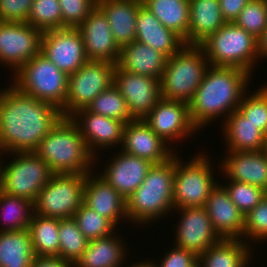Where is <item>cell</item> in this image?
Listing matches in <instances>:
<instances>
[{"instance_id": "obj_38", "label": "cell", "mask_w": 267, "mask_h": 267, "mask_svg": "<svg viewBox=\"0 0 267 267\" xmlns=\"http://www.w3.org/2000/svg\"><path fill=\"white\" fill-rule=\"evenodd\" d=\"M267 83V82H266ZM246 92L238 107V111L245 119L256 126L264 134L267 133V84L262 85L259 89L249 95Z\"/></svg>"}, {"instance_id": "obj_37", "label": "cell", "mask_w": 267, "mask_h": 267, "mask_svg": "<svg viewBox=\"0 0 267 267\" xmlns=\"http://www.w3.org/2000/svg\"><path fill=\"white\" fill-rule=\"evenodd\" d=\"M78 228L88 240L109 236L117 230L116 226L84 203L73 216ZM116 229V230H115Z\"/></svg>"}, {"instance_id": "obj_2", "label": "cell", "mask_w": 267, "mask_h": 267, "mask_svg": "<svg viewBox=\"0 0 267 267\" xmlns=\"http://www.w3.org/2000/svg\"><path fill=\"white\" fill-rule=\"evenodd\" d=\"M251 76L253 75L239 68L210 65L189 103L193 125L202 131L205 125L207 127L218 118L220 120L224 117L225 121L241 104L243 95L248 91Z\"/></svg>"}, {"instance_id": "obj_5", "label": "cell", "mask_w": 267, "mask_h": 267, "mask_svg": "<svg viewBox=\"0 0 267 267\" xmlns=\"http://www.w3.org/2000/svg\"><path fill=\"white\" fill-rule=\"evenodd\" d=\"M209 66L199 45H184L167 59L160 79L161 98L189 104Z\"/></svg>"}, {"instance_id": "obj_40", "label": "cell", "mask_w": 267, "mask_h": 267, "mask_svg": "<svg viewBox=\"0 0 267 267\" xmlns=\"http://www.w3.org/2000/svg\"><path fill=\"white\" fill-rule=\"evenodd\" d=\"M234 23L258 39L267 28V0H250Z\"/></svg>"}, {"instance_id": "obj_19", "label": "cell", "mask_w": 267, "mask_h": 267, "mask_svg": "<svg viewBox=\"0 0 267 267\" xmlns=\"http://www.w3.org/2000/svg\"><path fill=\"white\" fill-rule=\"evenodd\" d=\"M88 60L118 63L121 48L116 43L104 13L96 7L78 27Z\"/></svg>"}, {"instance_id": "obj_11", "label": "cell", "mask_w": 267, "mask_h": 267, "mask_svg": "<svg viewBox=\"0 0 267 267\" xmlns=\"http://www.w3.org/2000/svg\"><path fill=\"white\" fill-rule=\"evenodd\" d=\"M116 63L88 60L76 72L68 75V92L63 117H69L76 110L86 108L104 90L114 84Z\"/></svg>"}, {"instance_id": "obj_30", "label": "cell", "mask_w": 267, "mask_h": 267, "mask_svg": "<svg viewBox=\"0 0 267 267\" xmlns=\"http://www.w3.org/2000/svg\"><path fill=\"white\" fill-rule=\"evenodd\" d=\"M250 246L241 239H221L200 254L198 262L203 267H249L255 254Z\"/></svg>"}, {"instance_id": "obj_10", "label": "cell", "mask_w": 267, "mask_h": 267, "mask_svg": "<svg viewBox=\"0 0 267 267\" xmlns=\"http://www.w3.org/2000/svg\"><path fill=\"white\" fill-rule=\"evenodd\" d=\"M87 174H53L34 202L35 214L58 219L73 218L83 204Z\"/></svg>"}, {"instance_id": "obj_34", "label": "cell", "mask_w": 267, "mask_h": 267, "mask_svg": "<svg viewBox=\"0 0 267 267\" xmlns=\"http://www.w3.org/2000/svg\"><path fill=\"white\" fill-rule=\"evenodd\" d=\"M35 256H59V219L34 213L28 227Z\"/></svg>"}, {"instance_id": "obj_12", "label": "cell", "mask_w": 267, "mask_h": 267, "mask_svg": "<svg viewBox=\"0 0 267 267\" xmlns=\"http://www.w3.org/2000/svg\"><path fill=\"white\" fill-rule=\"evenodd\" d=\"M43 31L27 22L0 21V65L17 72L41 53Z\"/></svg>"}, {"instance_id": "obj_45", "label": "cell", "mask_w": 267, "mask_h": 267, "mask_svg": "<svg viewBox=\"0 0 267 267\" xmlns=\"http://www.w3.org/2000/svg\"><path fill=\"white\" fill-rule=\"evenodd\" d=\"M173 248V249H172ZM198 261V257L187 249H181L174 245L165 253L159 263L154 262L156 267H191Z\"/></svg>"}, {"instance_id": "obj_13", "label": "cell", "mask_w": 267, "mask_h": 267, "mask_svg": "<svg viewBox=\"0 0 267 267\" xmlns=\"http://www.w3.org/2000/svg\"><path fill=\"white\" fill-rule=\"evenodd\" d=\"M142 120L170 146L198 132L190 119L189 104L181 101L161 98Z\"/></svg>"}, {"instance_id": "obj_44", "label": "cell", "mask_w": 267, "mask_h": 267, "mask_svg": "<svg viewBox=\"0 0 267 267\" xmlns=\"http://www.w3.org/2000/svg\"><path fill=\"white\" fill-rule=\"evenodd\" d=\"M33 0H0V21L27 22Z\"/></svg>"}, {"instance_id": "obj_23", "label": "cell", "mask_w": 267, "mask_h": 267, "mask_svg": "<svg viewBox=\"0 0 267 267\" xmlns=\"http://www.w3.org/2000/svg\"><path fill=\"white\" fill-rule=\"evenodd\" d=\"M227 153L225 159L219 162L220 168L218 167L224 177L258 186L267 191V155L263 150L228 151Z\"/></svg>"}, {"instance_id": "obj_7", "label": "cell", "mask_w": 267, "mask_h": 267, "mask_svg": "<svg viewBox=\"0 0 267 267\" xmlns=\"http://www.w3.org/2000/svg\"><path fill=\"white\" fill-rule=\"evenodd\" d=\"M12 85L20 92L61 109L67 97L68 75L41 53L13 74Z\"/></svg>"}, {"instance_id": "obj_39", "label": "cell", "mask_w": 267, "mask_h": 267, "mask_svg": "<svg viewBox=\"0 0 267 267\" xmlns=\"http://www.w3.org/2000/svg\"><path fill=\"white\" fill-rule=\"evenodd\" d=\"M27 23L43 32L62 29V15L58 0H33Z\"/></svg>"}, {"instance_id": "obj_20", "label": "cell", "mask_w": 267, "mask_h": 267, "mask_svg": "<svg viewBox=\"0 0 267 267\" xmlns=\"http://www.w3.org/2000/svg\"><path fill=\"white\" fill-rule=\"evenodd\" d=\"M114 154L109 163H106L105 170L101 169L102 172L99 170V175L127 199L140 187L153 163L124 153L122 150Z\"/></svg>"}, {"instance_id": "obj_9", "label": "cell", "mask_w": 267, "mask_h": 267, "mask_svg": "<svg viewBox=\"0 0 267 267\" xmlns=\"http://www.w3.org/2000/svg\"><path fill=\"white\" fill-rule=\"evenodd\" d=\"M205 153H196L183 162L175 154V176L173 186V207H204L212 189L219 182L214 178L211 158ZM209 159V160H208ZM210 161V162H209Z\"/></svg>"}, {"instance_id": "obj_27", "label": "cell", "mask_w": 267, "mask_h": 267, "mask_svg": "<svg viewBox=\"0 0 267 267\" xmlns=\"http://www.w3.org/2000/svg\"><path fill=\"white\" fill-rule=\"evenodd\" d=\"M89 240L86 250L73 267H123L126 263L127 242L120 238V233ZM118 235V236H117ZM123 241V242H122ZM127 245V246H126Z\"/></svg>"}, {"instance_id": "obj_4", "label": "cell", "mask_w": 267, "mask_h": 267, "mask_svg": "<svg viewBox=\"0 0 267 267\" xmlns=\"http://www.w3.org/2000/svg\"><path fill=\"white\" fill-rule=\"evenodd\" d=\"M175 155L161 164H153L147 176L126 199V214L132 224L149 225L173 211Z\"/></svg>"}, {"instance_id": "obj_50", "label": "cell", "mask_w": 267, "mask_h": 267, "mask_svg": "<svg viewBox=\"0 0 267 267\" xmlns=\"http://www.w3.org/2000/svg\"><path fill=\"white\" fill-rule=\"evenodd\" d=\"M262 150L267 155V133L265 134V137H264V145H263Z\"/></svg>"}, {"instance_id": "obj_42", "label": "cell", "mask_w": 267, "mask_h": 267, "mask_svg": "<svg viewBox=\"0 0 267 267\" xmlns=\"http://www.w3.org/2000/svg\"><path fill=\"white\" fill-rule=\"evenodd\" d=\"M244 236L248 245L267 240V196L245 215Z\"/></svg>"}, {"instance_id": "obj_51", "label": "cell", "mask_w": 267, "mask_h": 267, "mask_svg": "<svg viewBox=\"0 0 267 267\" xmlns=\"http://www.w3.org/2000/svg\"><path fill=\"white\" fill-rule=\"evenodd\" d=\"M191 267H203V266L197 261Z\"/></svg>"}, {"instance_id": "obj_46", "label": "cell", "mask_w": 267, "mask_h": 267, "mask_svg": "<svg viewBox=\"0 0 267 267\" xmlns=\"http://www.w3.org/2000/svg\"><path fill=\"white\" fill-rule=\"evenodd\" d=\"M250 0H219L220 10L226 23L234 22Z\"/></svg>"}, {"instance_id": "obj_33", "label": "cell", "mask_w": 267, "mask_h": 267, "mask_svg": "<svg viewBox=\"0 0 267 267\" xmlns=\"http://www.w3.org/2000/svg\"><path fill=\"white\" fill-rule=\"evenodd\" d=\"M34 213L33 201L0 190V232L27 229Z\"/></svg>"}, {"instance_id": "obj_21", "label": "cell", "mask_w": 267, "mask_h": 267, "mask_svg": "<svg viewBox=\"0 0 267 267\" xmlns=\"http://www.w3.org/2000/svg\"><path fill=\"white\" fill-rule=\"evenodd\" d=\"M220 183L210 192L204 208L221 239L243 240L245 215L231 201L227 190Z\"/></svg>"}, {"instance_id": "obj_36", "label": "cell", "mask_w": 267, "mask_h": 267, "mask_svg": "<svg viewBox=\"0 0 267 267\" xmlns=\"http://www.w3.org/2000/svg\"><path fill=\"white\" fill-rule=\"evenodd\" d=\"M88 241L74 218L59 219V257L74 265L86 250Z\"/></svg>"}, {"instance_id": "obj_41", "label": "cell", "mask_w": 267, "mask_h": 267, "mask_svg": "<svg viewBox=\"0 0 267 267\" xmlns=\"http://www.w3.org/2000/svg\"><path fill=\"white\" fill-rule=\"evenodd\" d=\"M227 190L231 201L246 215L266 197V190L248 183L229 180L222 184Z\"/></svg>"}, {"instance_id": "obj_26", "label": "cell", "mask_w": 267, "mask_h": 267, "mask_svg": "<svg viewBox=\"0 0 267 267\" xmlns=\"http://www.w3.org/2000/svg\"><path fill=\"white\" fill-rule=\"evenodd\" d=\"M168 57L147 44L133 41L121 48L117 65L123 70L161 79Z\"/></svg>"}, {"instance_id": "obj_48", "label": "cell", "mask_w": 267, "mask_h": 267, "mask_svg": "<svg viewBox=\"0 0 267 267\" xmlns=\"http://www.w3.org/2000/svg\"><path fill=\"white\" fill-rule=\"evenodd\" d=\"M258 60H267V28L263 34L257 39Z\"/></svg>"}, {"instance_id": "obj_17", "label": "cell", "mask_w": 267, "mask_h": 267, "mask_svg": "<svg viewBox=\"0 0 267 267\" xmlns=\"http://www.w3.org/2000/svg\"><path fill=\"white\" fill-rule=\"evenodd\" d=\"M114 85L135 119H143L161 99L159 79L123 71L118 65L114 71Z\"/></svg>"}, {"instance_id": "obj_49", "label": "cell", "mask_w": 267, "mask_h": 267, "mask_svg": "<svg viewBox=\"0 0 267 267\" xmlns=\"http://www.w3.org/2000/svg\"><path fill=\"white\" fill-rule=\"evenodd\" d=\"M154 259H151L150 261L147 259V260H144V261H135V263L133 262V264H131L130 266L131 267H156V265L154 264ZM129 266V267H130Z\"/></svg>"}, {"instance_id": "obj_8", "label": "cell", "mask_w": 267, "mask_h": 267, "mask_svg": "<svg viewBox=\"0 0 267 267\" xmlns=\"http://www.w3.org/2000/svg\"><path fill=\"white\" fill-rule=\"evenodd\" d=\"M8 156L12 160L4 164L0 154V190L35 202L53 175L48 164L35 152H11Z\"/></svg>"}, {"instance_id": "obj_1", "label": "cell", "mask_w": 267, "mask_h": 267, "mask_svg": "<svg viewBox=\"0 0 267 267\" xmlns=\"http://www.w3.org/2000/svg\"><path fill=\"white\" fill-rule=\"evenodd\" d=\"M9 85L0 88V154L34 152L63 117L61 110Z\"/></svg>"}, {"instance_id": "obj_25", "label": "cell", "mask_w": 267, "mask_h": 267, "mask_svg": "<svg viewBox=\"0 0 267 267\" xmlns=\"http://www.w3.org/2000/svg\"><path fill=\"white\" fill-rule=\"evenodd\" d=\"M139 0H97V7L107 17L112 36L120 48L136 41Z\"/></svg>"}, {"instance_id": "obj_35", "label": "cell", "mask_w": 267, "mask_h": 267, "mask_svg": "<svg viewBox=\"0 0 267 267\" xmlns=\"http://www.w3.org/2000/svg\"><path fill=\"white\" fill-rule=\"evenodd\" d=\"M86 109L98 115L120 120L125 124L135 120L123 95L114 84L100 93Z\"/></svg>"}, {"instance_id": "obj_18", "label": "cell", "mask_w": 267, "mask_h": 267, "mask_svg": "<svg viewBox=\"0 0 267 267\" xmlns=\"http://www.w3.org/2000/svg\"><path fill=\"white\" fill-rule=\"evenodd\" d=\"M172 147L175 146L167 144L142 119H135L124 126L120 147L124 153L161 164L176 154Z\"/></svg>"}, {"instance_id": "obj_43", "label": "cell", "mask_w": 267, "mask_h": 267, "mask_svg": "<svg viewBox=\"0 0 267 267\" xmlns=\"http://www.w3.org/2000/svg\"><path fill=\"white\" fill-rule=\"evenodd\" d=\"M62 28H78L97 7V0H58Z\"/></svg>"}, {"instance_id": "obj_32", "label": "cell", "mask_w": 267, "mask_h": 267, "mask_svg": "<svg viewBox=\"0 0 267 267\" xmlns=\"http://www.w3.org/2000/svg\"><path fill=\"white\" fill-rule=\"evenodd\" d=\"M156 18L168 29L174 31L183 40L188 37L189 0H143Z\"/></svg>"}, {"instance_id": "obj_22", "label": "cell", "mask_w": 267, "mask_h": 267, "mask_svg": "<svg viewBox=\"0 0 267 267\" xmlns=\"http://www.w3.org/2000/svg\"><path fill=\"white\" fill-rule=\"evenodd\" d=\"M90 172L86 175L83 203L109 219L116 227L123 220L128 222L126 199L121 196L102 176ZM94 175V176H93Z\"/></svg>"}, {"instance_id": "obj_3", "label": "cell", "mask_w": 267, "mask_h": 267, "mask_svg": "<svg viewBox=\"0 0 267 267\" xmlns=\"http://www.w3.org/2000/svg\"><path fill=\"white\" fill-rule=\"evenodd\" d=\"M34 152L48 164L53 174L90 173L96 163V157L70 117H62Z\"/></svg>"}, {"instance_id": "obj_15", "label": "cell", "mask_w": 267, "mask_h": 267, "mask_svg": "<svg viewBox=\"0 0 267 267\" xmlns=\"http://www.w3.org/2000/svg\"><path fill=\"white\" fill-rule=\"evenodd\" d=\"M179 211V222L176 224L175 246L193 252L197 257L221 240L204 207H184Z\"/></svg>"}, {"instance_id": "obj_24", "label": "cell", "mask_w": 267, "mask_h": 267, "mask_svg": "<svg viewBox=\"0 0 267 267\" xmlns=\"http://www.w3.org/2000/svg\"><path fill=\"white\" fill-rule=\"evenodd\" d=\"M136 41L147 44L168 58L185 45L179 35L166 28L143 4L139 6L137 15Z\"/></svg>"}, {"instance_id": "obj_47", "label": "cell", "mask_w": 267, "mask_h": 267, "mask_svg": "<svg viewBox=\"0 0 267 267\" xmlns=\"http://www.w3.org/2000/svg\"><path fill=\"white\" fill-rule=\"evenodd\" d=\"M32 267H73V264L59 256H35Z\"/></svg>"}, {"instance_id": "obj_14", "label": "cell", "mask_w": 267, "mask_h": 267, "mask_svg": "<svg viewBox=\"0 0 267 267\" xmlns=\"http://www.w3.org/2000/svg\"><path fill=\"white\" fill-rule=\"evenodd\" d=\"M41 54L67 75L73 74L88 61L83 37L78 28L43 32Z\"/></svg>"}, {"instance_id": "obj_6", "label": "cell", "mask_w": 267, "mask_h": 267, "mask_svg": "<svg viewBox=\"0 0 267 267\" xmlns=\"http://www.w3.org/2000/svg\"><path fill=\"white\" fill-rule=\"evenodd\" d=\"M199 46L211 66L239 68L252 75L259 62L257 38L234 22L225 23Z\"/></svg>"}, {"instance_id": "obj_28", "label": "cell", "mask_w": 267, "mask_h": 267, "mask_svg": "<svg viewBox=\"0 0 267 267\" xmlns=\"http://www.w3.org/2000/svg\"><path fill=\"white\" fill-rule=\"evenodd\" d=\"M189 28L185 45H199L217 32L226 21L223 19L219 0H189Z\"/></svg>"}, {"instance_id": "obj_31", "label": "cell", "mask_w": 267, "mask_h": 267, "mask_svg": "<svg viewBox=\"0 0 267 267\" xmlns=\"http://www.w3.org/2000/svg\"><path fill=\"white\" fill-rule=\"evenodd\" d=\"M34 258L28 228L0 232V267H32Z\"/></svg>"}, {"instance_id": "obj_29", "label": "cell", "mask_w": 267, "mask_h": 267, "mask_svg": "<svg viewBox=\"0 0 267 267\" xmlns=\"http://www.w3.org/2000/svg\"><path fill=\"white\" fill-rule=\"evenodd\" d=\"M222 124L227 151H261L265 134L238 111L232 112Z\"/></svg>"}, {"instance_id": "obj_16", "label": "cell", "mask_w": 267, "mask_h": 267, "mask_svg": "<svg viewBox=\"0 0 267 267\" xmlns=\"http://www.w3.org/2000/svg\"><path fill=\"white\" fill-rule=\"evenodd\" d=\"M69 117L77 125L90 152L96 157V163L97 157H100L98 150L116 146L118 150L122 145L124 122L92 113L86 108L76 110Z\"/></svg>"}]
</instances>
